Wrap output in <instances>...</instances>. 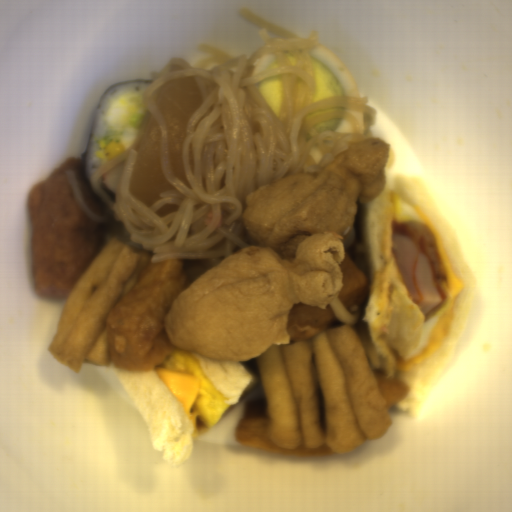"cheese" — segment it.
Segmentation results:
<instances>
[{"instance_id":"cheese-2","label":"cheese","mask_w":512,"mask_h":512,"mask_svg":"<svg viewBox=\"0 0 512 512\" xmlns=\"http://www.w3.org/2000/svg\"><path fill=\"white\" fill-rule=\"evenodd\" d=\"M413 209L418 215L419 222L430 226L437 241L442 266L444 301L440 308L435 325L421 351L410 359H404L398 354L396 367L400 370H412L444 341L455 312L458 297L463 287V284L444 248L442 238L436 224L420 208L413 207Z\"/></svg>"},{"instance_id":"cheese-1","label":"cheese","mask_w":512,"mask_h":512,"mask_svg":"<svg viewBox=\"0 0 512 512\" xmlns=\"http://www.w3.org/2000/svg\"><path fill=\"white\" fill-rule=\"evenodd\" d=\"M191 422L196 439L232 409L222 390L204 371L192 351L175 349L153 369Z\"/></svg>"}]
</instances>
